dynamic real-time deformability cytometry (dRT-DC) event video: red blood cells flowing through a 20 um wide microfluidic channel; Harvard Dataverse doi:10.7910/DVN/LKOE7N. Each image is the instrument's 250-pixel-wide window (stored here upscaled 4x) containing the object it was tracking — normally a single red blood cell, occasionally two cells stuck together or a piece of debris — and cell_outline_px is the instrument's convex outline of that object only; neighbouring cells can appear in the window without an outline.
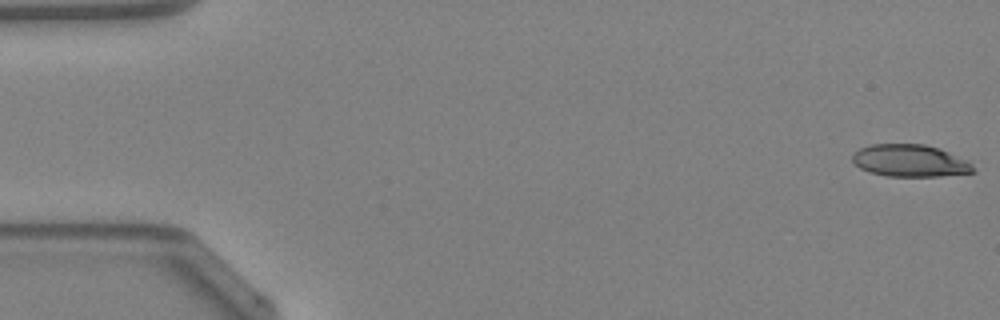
{"species": "Egyptian fruit bat (a non-hibernating species)", "species_latin": "Rousettus aegyptiacus", "temperature_condition": "warm", "stored_images_in_passage": 39, "camera_frame_rate_fps": 3000, "um_per_image_px": 0.085, "animal": {"sex": "female"}, "frame": {"image": 1, "passage_image": 1, "time_ms": 0.0, "image_size_px": [1000, 320], "cell_outline_px": [[976, 172], [940, 176], [888, 176], [868, 172], [860, 168], [852, 160], [852, 156], [860, 148], [872, 144], [924, 144], [940, 148], [968, 160], [976, 168]], "centroid_in_image_um": [77.39, 13.66], "position_along_channel_um": 7.6, "area_um2": 22.77}}
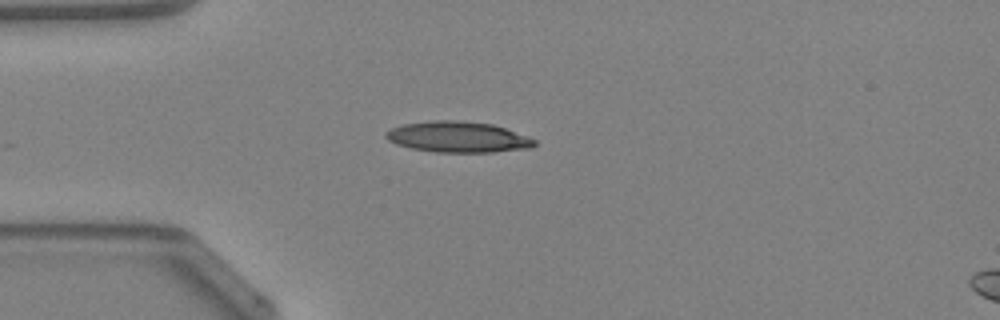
{"frame": {"image": 2, "passage_image": 13, "time_ms": 4.0, "image_size_px": [1000, 320], "cell_outline_px": [[536, 144], [532, 148], [492, 152], [436, 152], [412, 148], [396, 144], [388, 140], [384, 136], [384, 132], [392, 128], [404, 124], [432, 120], [452, 120], [492, 124], [528, 136], [536, 140]], "centroid_in_image_um": [38.92, 11.65], "position_along_channel_um": 46.1, "area_um2": 26.65}}
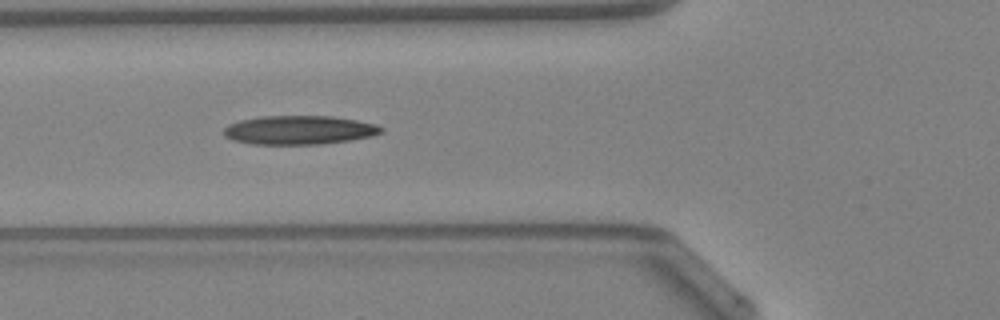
{"frame": {"image": 3, "passage_image": 18, "time_ms": 5.667, "image_size_px": [1000, 320], "cell_outline_px": [[384, 132], [372, 136], [352, 140], [324, 144], [252, 144], [232, 140], [224, 136], [224, 128], [228, 124], [240, 120], [260, 116], [332, 116], [356, 120], [376, 124], [384, 128]], "centroid_in_image_um": [25.44, 11.05], "position_along_channel_um": 100.4, "area_um2": 26.7}, "authors_computed_cell_mechanics": {"area_um2": 25.0852, "velocity_mm_per_s": 4.2945, "shape_relaxation_time_tau1_ms": 10.5787, "shape_relaxation_time_tau2_ms": null, "deformation_change_tau1": 0.2614, "deformation_change_tau2": null}}